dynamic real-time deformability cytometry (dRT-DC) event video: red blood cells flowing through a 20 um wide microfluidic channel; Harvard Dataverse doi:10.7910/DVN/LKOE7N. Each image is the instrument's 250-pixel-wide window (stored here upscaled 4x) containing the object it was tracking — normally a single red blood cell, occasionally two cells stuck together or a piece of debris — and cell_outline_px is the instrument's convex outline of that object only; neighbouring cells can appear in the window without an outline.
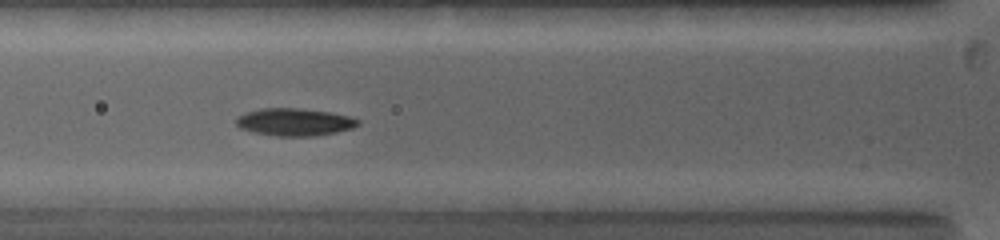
{"species": "common noctule bat (a hibernating species)", "species_latin": "Nyctalus noctula", "temperature_condition": "warm", "stored_images_in_passage": 46, "camera_frame_rate_fps": 5000, "um_per_image_px": 0.085, "animal": {"sex": "female", "body_mass_g": 19.0, "forearm_length_mm": 53.3}, "frame": {"image": 1, "passage_image": 13, "time_ms": 3.6, "image_size_px": [1000, 240], "cell_outline_px": [[360, 124], [352, 128], [336, 132], [316, 136], [276, 136], [256, 132], [240, 128], [236, 124], [236, 116], [244, 112], [260, 108], [296, 108], [332, 112], [352, 116], [360, 120]], "centroid_in_image_um": [25.05, 10.36], "position_along_channel_um": 100.8, "area_um2": 19.71}}
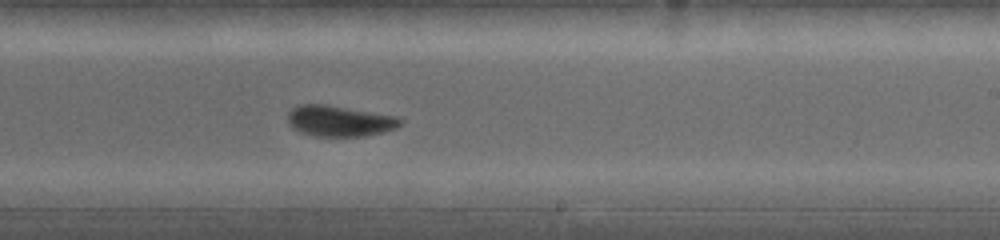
{"frame": {"image": 2, "passage_image": 26, "time_ms": 7.6, "image_size_px": [1000, 240], "cell_outline_px": [[404, 120], [396, 128], [384, 132], [364, 136], [316, 136], [300, 132], [292, 128], [288, 120], [288, 112], [292, 108], [300, 104], [324, 104], [396, 116]], "centroid_in_image_um": [28.85, 10.28], "position_along_channel_um": 260.2, "area_um2": 20.17}}
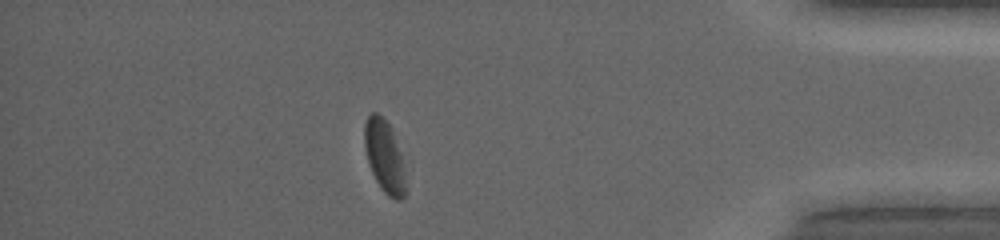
{"frame": {"image": 3, "passage_image": 41, "time_ms": 12.2, "image_size_px": [1000, 240], "cell_outline_px": [[404, 196], [400, 200], [396, 200], [388, 196], [384, 192], [376, 180], [368, 164], [364, 148], [364, 124], [368, 116], [372, 112], [376, 112], [392, 128], [400, 152], [404, 184]], "centroid_in_image_um": [32.63, 13.26], "position_along_channel_um": 402.6, "area_um2": 16.94}, "authors_computed_cell_mechanics": {"area_um2": 20.0277, "velocity_mm_per_s": 3.9907, "shape_relaxation_time_tau1_ms": 2.1538, "shape_relaxation_time_tau2_ms": 2.9372, "deformation_change_tau1": 0.1113, "deformation_change_tau2": 0.0724}}